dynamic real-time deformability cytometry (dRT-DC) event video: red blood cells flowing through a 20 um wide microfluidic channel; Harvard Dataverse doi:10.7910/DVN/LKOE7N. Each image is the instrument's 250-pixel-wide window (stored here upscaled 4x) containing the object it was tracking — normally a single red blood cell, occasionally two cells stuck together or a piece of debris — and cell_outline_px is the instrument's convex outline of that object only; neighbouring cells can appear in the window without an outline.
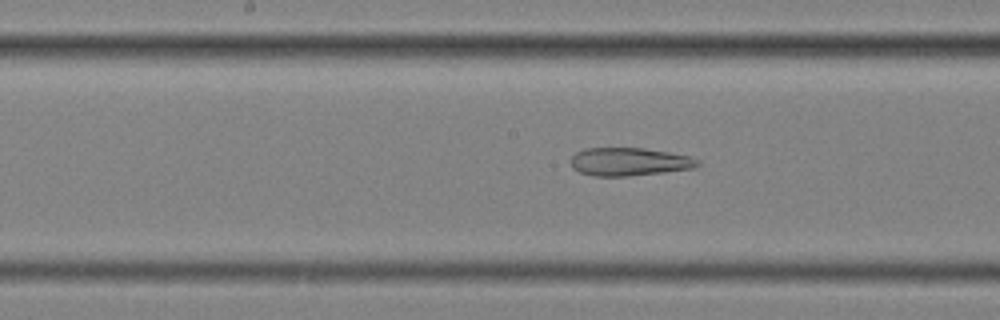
{"species": "common noctule bat (a hibernating species)", "species_latin": "Nyctalus noctula", "temperature_condition": "cold", "stored_images_in_passage": 53, "camera_frame_rate_fps": 3000, "um_per_image_px": 0.085, "animal": {"sex": "female", "body_mass_g": 25.1}, "frame": {"image": 1, "passage_image": 29, "time_ms": 9.333, "image_size_px": [1000, 320], "cell_outline_px": [[700, 164], [696, 168], [664, 172], [628, 176], [592, 176], [580, 172], [572, 168], [572, 156], [576, 152], [584, 148], [644, 148], [668, 152], [688, 156], [700, 160]], "centroid_in_image_um": [53.49, 13.75], "position_along_channel_um": 194.7, "area_um2": 20.81}}
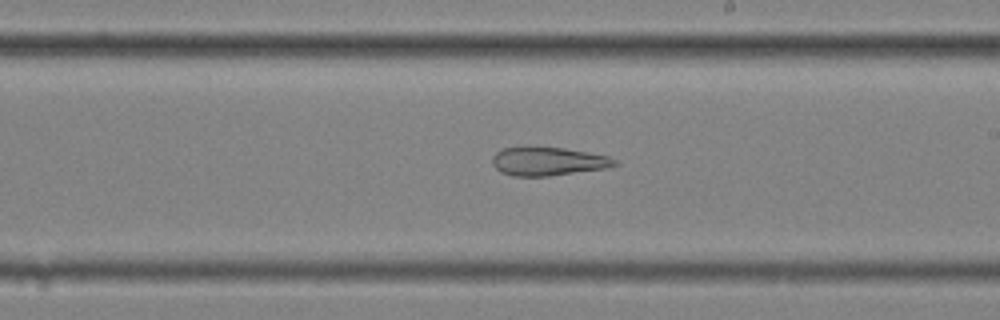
{"frame": {"image": 2, "passage_image": 33, "time_ms": 10.667, "image_size_px": [1000, 320], "cell_outline_px": [[620, 164], [608, 168], [548, 176], [512, 176], [500, 172], [492, 164], [492, 156], [496, 152], [504, 148], [564, 148], [588, 152], [608, 156], [616, 160]], "centroid_in_image_um": [46.61, 13.73], "position_along_channel_um": 242.4, "area_um2": 20.17}}
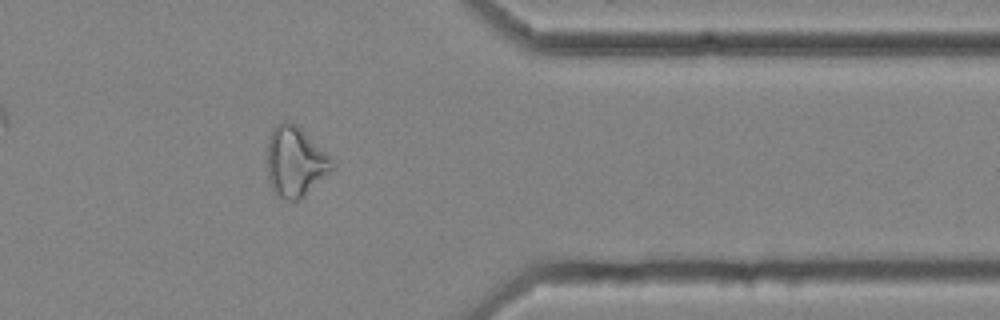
{"frame": {"image": 3, "passage_image": 46, "time_ms": 15.0, "image_size_px": [1000, 320], "cell_outline_px": [[332, 168], [300, 200], [284, 200], [272, 188], [268, 176], [268, 140], [272, 128], [276, 124], [284, 120], [288, 120], [296, 124], [328, 156]], "centroid_in_image_um": [25.03, 13.72], "position_along_channel_um": 386.4, "area_um2": 25.61}}